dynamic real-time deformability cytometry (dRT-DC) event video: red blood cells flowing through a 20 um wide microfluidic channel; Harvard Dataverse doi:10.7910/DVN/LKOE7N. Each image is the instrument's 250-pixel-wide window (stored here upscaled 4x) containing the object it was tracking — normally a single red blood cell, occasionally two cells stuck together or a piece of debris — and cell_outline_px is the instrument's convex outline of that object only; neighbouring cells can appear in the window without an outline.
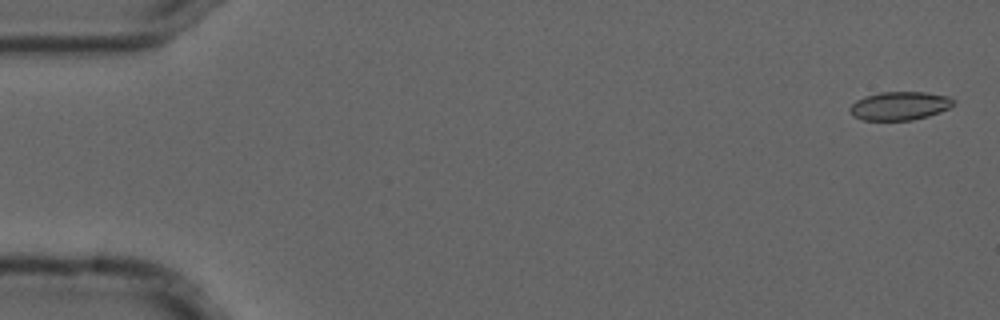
{"species": "common noctule bat (a hibernating species)", "species_latin": "Nyctalus noctula", "temperature_condition": "cold", "stored_images_in_passage": 5, "camera_frame_rate_fps": 3000, "um_per_image_px": 0.085, "animal": {"sex": "male", "forearm_length_mm": 52.5}, "frame": {"image": 1, "passage_image": 1, "time_ms": 0.0, "image_size_px": [1000, 320], "cell_outline_px": [[956, 104], [940, 112], [928, 116], [912, 120], [864, 120], [852, 116], [848, 112], [848, 108], [856, 100], [864, 96], [880, 92], [924, 92], [952, 96], [956, 100]], "centroid_in_image_um": [76.49, 8.99], "position_along_channel_um": 8.5, "area_um2": 17.51}}
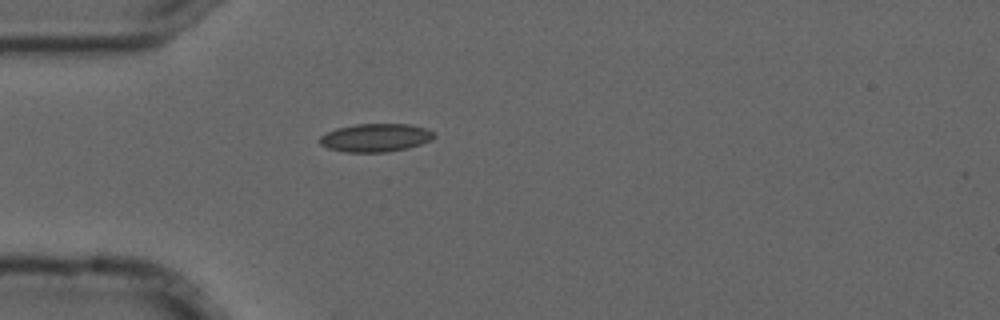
{"frame": {"image": 2, "passage_image": 5, "time_ms": 1.333, "image_size_px": [1000, 320], "cell_outline_px": [[436, 136], [432, 140], [408, 148], [384, 152], [344, 152], [328, 148], [320, 144], [316, 140], [320, 136], [336, 128], [356, 124], [408, 124], [424, 128], [436, 132]], "centroid_in_image_um": [31.91, 11.7], "position_along_channel_um": 53.1, "area_um2": 18.9}}